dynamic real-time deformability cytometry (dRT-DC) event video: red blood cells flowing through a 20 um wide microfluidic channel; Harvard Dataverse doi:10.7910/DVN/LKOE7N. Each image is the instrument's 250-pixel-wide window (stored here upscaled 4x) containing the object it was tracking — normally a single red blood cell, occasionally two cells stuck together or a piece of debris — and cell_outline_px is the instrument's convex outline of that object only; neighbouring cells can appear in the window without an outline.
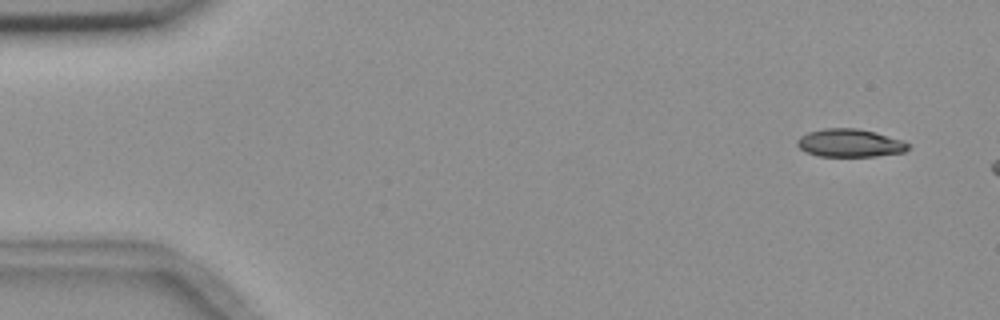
{"species": "common noctule bat (a hibernating species)", "species_latin": "Nyctalus noctula", "temperature_condition": "room temperature", "stored_images_in_passage": 3, "camera_frame_rate_fps": 3000, "um_per_image_px": 0.085, "animal": {"sex": "female", "body_mass_g": 18.4}, "frame": {"image": 1, "passage_image": 1, "time_ms": 0.0, "image_size_px": [1000, 320], "cell_outline_px": [[912, 144], [904, 152], [876, 156], [816, 156], [800, 148], [796, 144], [796, 140], [800, 136], [808, 132], [824, 128], [856, 128], [876, 132], [904, 140]], "centroid_in_image_um": [72.26, 12.15], "position_along_channel_um": 12.7, "area_um2": 18.26}}